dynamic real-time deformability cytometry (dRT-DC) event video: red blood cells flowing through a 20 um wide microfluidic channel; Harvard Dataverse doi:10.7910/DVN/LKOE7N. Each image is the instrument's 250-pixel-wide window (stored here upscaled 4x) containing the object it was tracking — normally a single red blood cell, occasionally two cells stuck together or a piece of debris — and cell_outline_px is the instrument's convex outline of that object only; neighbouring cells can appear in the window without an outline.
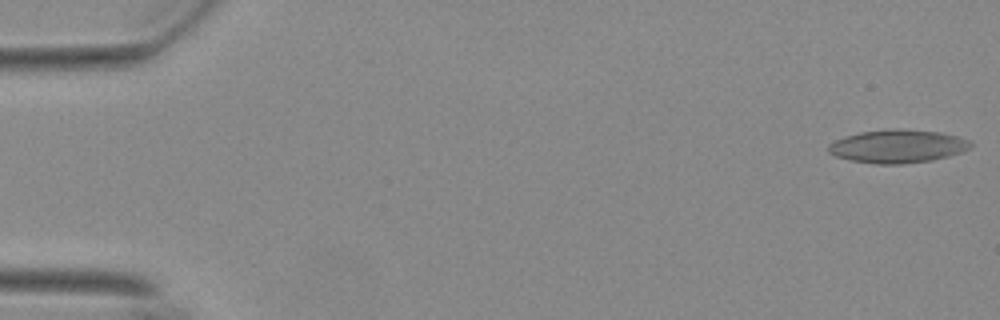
{"species": "Egyptian fruit bat (a non-hibernating species)", "species_latin": "Rousettus aegyptiacus", "temperature_condition": "warm", "stored_images_in_passage": 8, "camera_frame_rate_fps": 3000, "um_per_image_px": 0.085, "animal": {"sex": "female"}, "frame": {"image": 1, "passage_image": 1, "time_ms": 0.0, "image_size_px": [1000, 320], "cell_outline_px": [[972, 144], [968, 148], [960, 152], [948, 156], [932, 160], [900, 164], [876, 164], [852, 160], [836, 156], [828, 152], [828, 144], [836, 140], [860, 132], [892, 128], [936, 132], [956, 136], [968, 140]], "centroid_in_image_um": [76.27, 12.44], "position_along_channel_um": 8.7, "area_um2": 27.05}}